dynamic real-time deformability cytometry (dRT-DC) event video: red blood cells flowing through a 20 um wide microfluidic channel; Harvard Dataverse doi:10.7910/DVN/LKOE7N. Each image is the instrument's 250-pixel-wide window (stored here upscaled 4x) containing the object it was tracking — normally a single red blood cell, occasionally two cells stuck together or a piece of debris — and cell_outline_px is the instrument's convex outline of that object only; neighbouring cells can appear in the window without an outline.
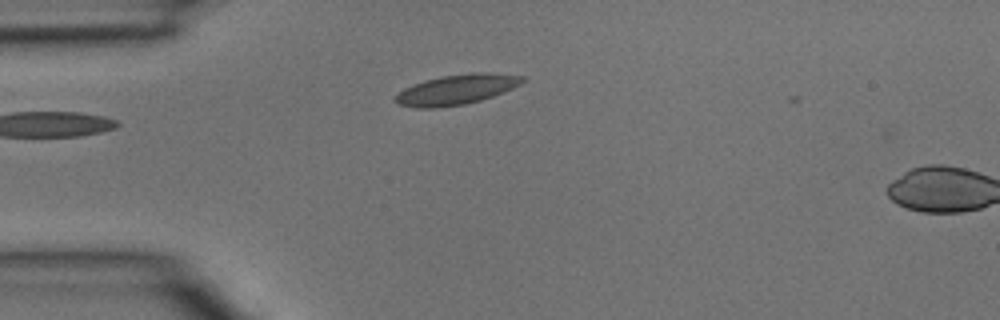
{"species": "common noctule bat (a hibernating species)", "species_latin": "Nyctalus noctula", "temperature_condition": "room temperature", "stored_images_in_passage": 2, "camera_frame_rate_fps": 3000, "um_per_image_px": 0.085, "animal": {"sex": "male", "body_mass_g": 15.6}, "frame": {"image": 1, "passage_image": 1, "time_ms": 0.0, "image_size_px": [1000, 320], "cell_outline_px": [[528, 80], [512, 88], [492, 96], [480, 100], [464, 104], [436, 108], [416, 108], [400, 104], [392, 100], [404, 88], [412, 84], [424, 80], [440, 76], [472, 72], [492, 72], [524, 76]], "centroid_in_image_um": [38.82, 7.59], "position_along_channel_um": 46.2, "area_um2": 22.37}}